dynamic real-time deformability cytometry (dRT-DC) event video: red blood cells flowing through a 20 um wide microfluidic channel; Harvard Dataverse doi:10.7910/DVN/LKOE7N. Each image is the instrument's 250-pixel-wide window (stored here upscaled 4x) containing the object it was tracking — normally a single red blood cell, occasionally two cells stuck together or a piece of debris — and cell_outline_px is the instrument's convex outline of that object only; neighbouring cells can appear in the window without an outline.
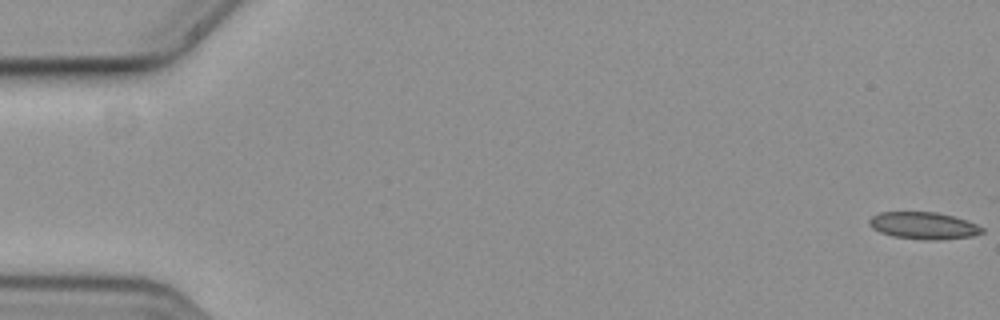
{"species": "common noctule bat (a hibernating species)", "species_latin": "Nyctalus noctula", "temperature_condition": "cold", "stored_images_in_passage": 43, "camera_frame_rate_fps": 3000, "um_per_image_px": 0.085, "animal": {"sex": "female", "body_mass_g": 19.3, "forearm_length_mm": 54.1}, "frame": {"image": 1, "passage_image": 1, "time_ms": 0.0, "image_size_px": [1000, 320], "cell_outline_px": [[984, 232], [972, 236], [940, 240], [924, 240], [892, 236], [880, 232], [872, 228], [868, 224], [868, 220], [872, 216], [880, 212], [936, 212], [968, 220], [984, 228]], "centroid_in_image_um": [78.5, 19.18], "position_along_channel_um": 6.5, "area_um2": 17.92}}
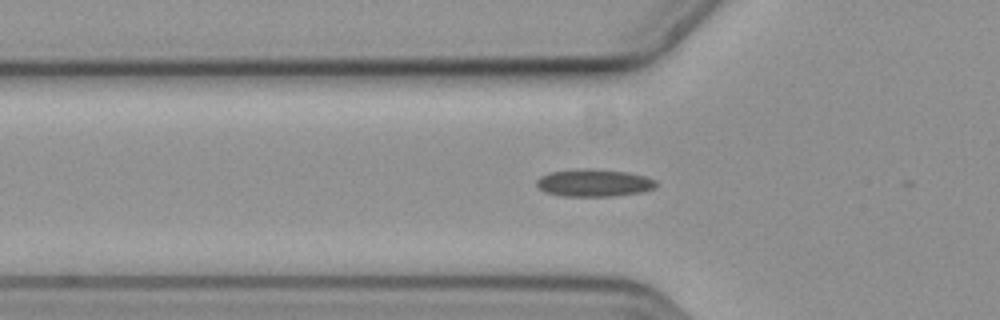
{"frame": {"image": 2, "passage_image": 20, "time_ms": 6.333, "image_size_px": [1000, 320], "cell_outline_px": [[656, 188], [644, 192], [616, 196], [564, 196], [544, 192], [536, 184], [536, 180], [540, 176], [548, 172], [628, 172], [644, 176], [656, 180]], "centroid_in_image_um": [50.53, 15.61], "position_along_channel_um": 75.3, "area_um2": 18.09}}
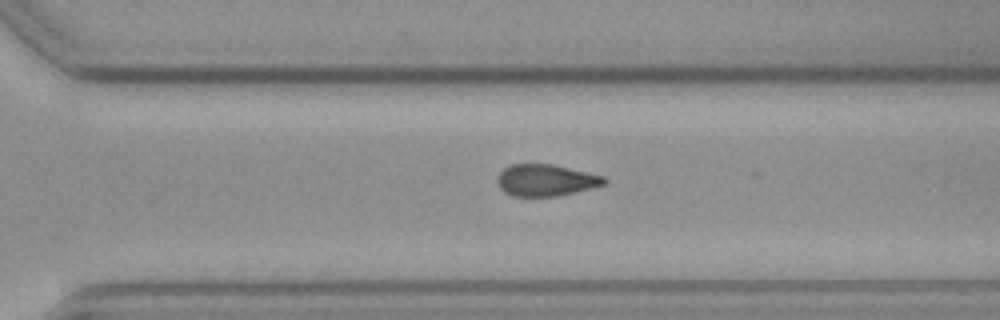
{"frame": {"image": 3, "passage_image": 43, "time_ms": 14.0, "image_size_px": [1000, 320], "cell_outline_px": [[608, 180], [604, 184], [592, 188], [556, 196], [512, 196], [504, 192], [500, 188], [496, 180], [500, 172], [504, 168], [512, 164], [552, 164], [604, 176]], "centroid_in_image_um": [46.38, 15.32], "position_along_channel_um": 324.2, "area_um2": 19.65}}